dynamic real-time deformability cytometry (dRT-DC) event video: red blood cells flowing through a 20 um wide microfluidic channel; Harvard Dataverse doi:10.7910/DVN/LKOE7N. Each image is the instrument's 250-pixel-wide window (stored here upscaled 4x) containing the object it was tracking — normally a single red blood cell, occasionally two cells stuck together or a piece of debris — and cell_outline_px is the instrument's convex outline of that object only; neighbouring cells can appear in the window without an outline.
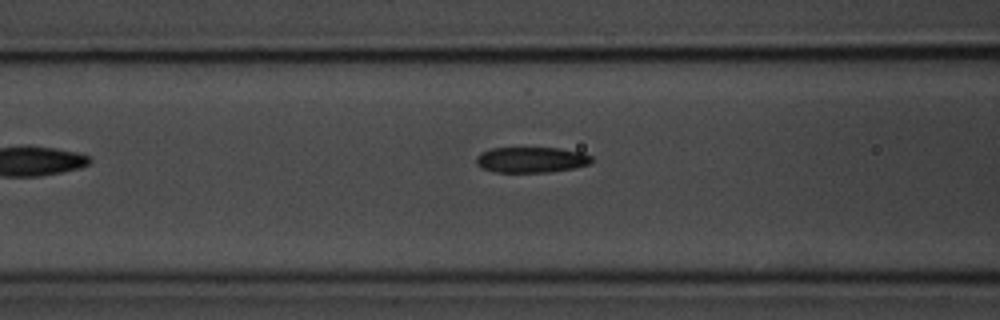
{"species": "common noctule bat (a hibernating species)", "species_latin": "Nyctalus noctula", "temperature_condition": "room temperature", "stored_images_in_passage": 28, "camera_frame_rate_fps": 3000, "um_per_image_px": 0.085, "animal": {"sex": "male", "body_mass_g": 20.1, "forearm_length_mm": 53.5}, "frame": {"image": 1, "passage_image": 5, "time_ms": 1.333, "image_size_px": [1000, 320], "cell_outline_px": [[592, 160], [588, 164], [572, 168], [548, 172], [496, 172], [484, 168], [476, 164], [476, 156], [480, 152], [492, 148], [560, 148], [584, 152], [592, 156]], "centroid_in_image_um": [45.16, 13.57], "position_along_channel_um": 121.4, "area_um2": 17.22}}
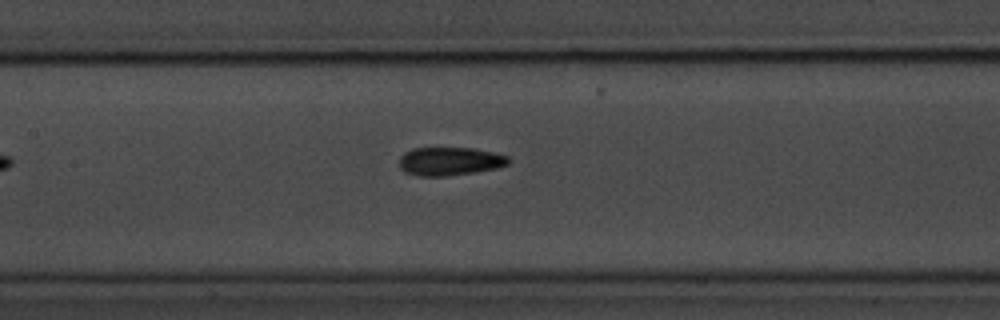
{"frame": {"image": 2, "passage_image": 9, "time_ms": 2.667, "image_size_px": [1000, 320], "cell_outline_px": [[512, 160], [508, 164], [496, 168], [472, 172], [444, 176], [420, 176], [404, 172], [400, 168], [400, 156], [404, 152], [412, 148], [472, 148], [492, 152], [508, 156]], "centroid_in_image_um": [38.21, 13.7], "position_along_channel_um": 169.2, "area_um2": 17.98}}
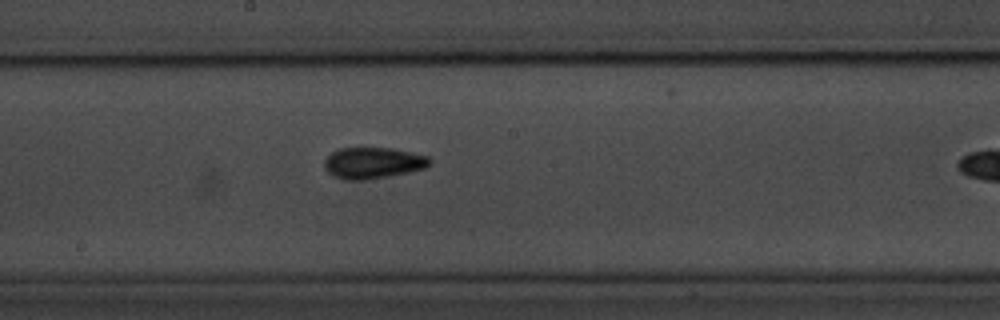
{"frame": {"image": 3, "passage_image": 13, "time_ms": 4.0, "image_size_px": [1000, 320], "cell_outline_px": [[432, 164], [424, 168], [408, 172], [388, 176], [364, 180], [344, 180], [332, 176], [324, 168], [324, 160], [332, 152], [340, 148], [392, 148], [412, 152], [428, 156], [432, 160]], "centroid_in_image_um": [31.7, 13.85], "position_along_channel_um": 216.5, "area_um2": 19.31}}